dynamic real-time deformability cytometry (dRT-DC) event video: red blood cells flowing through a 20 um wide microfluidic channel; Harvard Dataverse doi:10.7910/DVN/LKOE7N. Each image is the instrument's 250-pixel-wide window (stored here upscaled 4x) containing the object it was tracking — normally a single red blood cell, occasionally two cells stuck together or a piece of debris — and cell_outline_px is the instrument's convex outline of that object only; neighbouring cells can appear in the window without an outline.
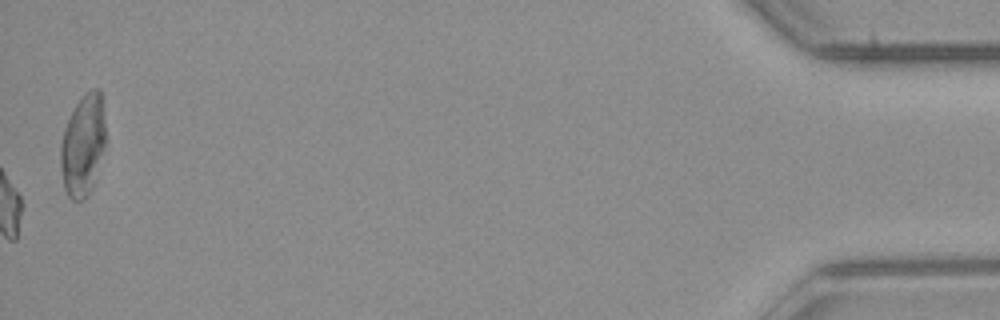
{"species": "common noctule bat (a hibernating species)", "species_latin": "Nyctalus noctula", "temperature_condition": "room temperature", "stored_images_in_passage": 53, "camera_frame_rate_fps": 3000, "um_per_image_px": 0.085, "animal": {"sex": "male", "body_mass_g": 23.1, "forearm_length_mm": 52.7}, "frame": {"image": 1, "passage_image": 53, "time_ms": 17.333, "image_size_px": [1000, 320], "cell_outline_px": [[104, 148], [92, 188], [88, 196], [84, 200], [72, 200], [68, 196], [64, 188], [60, 164], [60, 144], [64, 128], [80, 96], [84, 92], [92, 88], [100, 88], [104, 120]], "centroid_in_image_um": [7.03, 12.34], "position_along_channel_um": 428.2, "area_um2": 26.65}, "authors_computed_cell_mechanics": {"area_um2": 16.8776, "velocity_mm_per_s": 3.9863, "shape_relaxation_time_tau1_ms": null, "shape_relaxation_time_tau2_ms": 4.3216, "deformation_change_tau1": null, "deformation_change_tau2": 0.1211}}